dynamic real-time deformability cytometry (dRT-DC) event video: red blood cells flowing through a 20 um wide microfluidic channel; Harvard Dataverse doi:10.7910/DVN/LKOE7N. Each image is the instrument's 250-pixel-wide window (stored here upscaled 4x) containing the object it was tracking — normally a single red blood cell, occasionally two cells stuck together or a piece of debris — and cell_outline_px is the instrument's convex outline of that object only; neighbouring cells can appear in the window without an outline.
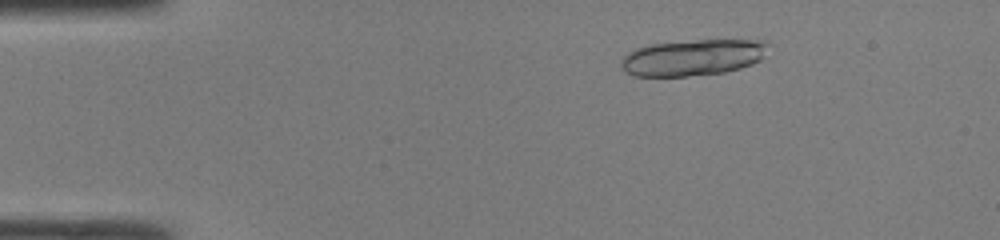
{"species": "common noctule bat (a hibernating species)", "species_latin": "Nyctalus noctula", "temperature_condition": "room temperature", "stored_images_in_passage": 17, "camera_frame_rate_fps": 3000, "um_per_image_px": 0.085, "animal": {"sex": "male", "body_mass_g": 19.0, "forearm_length_mm": 50.8}, "frame": {"image": 1, "passage_image": 8, "time_ms": 2.333, "image_size_px": [1000, 240], "cell_outline_px": [[772, 44], [760, 60], [752, 64], [740, 68], [724, 72], [688, 76], [636, 76], [624, 72], [620, 68], [620, 60], [628, 52], [636, 48], [652, 44], [696, 40], [764, 40]], "centroid_in_image_um": [58.89, 4.88], "position_along_channel_um": 26.1, "area_um2": 31.27}}